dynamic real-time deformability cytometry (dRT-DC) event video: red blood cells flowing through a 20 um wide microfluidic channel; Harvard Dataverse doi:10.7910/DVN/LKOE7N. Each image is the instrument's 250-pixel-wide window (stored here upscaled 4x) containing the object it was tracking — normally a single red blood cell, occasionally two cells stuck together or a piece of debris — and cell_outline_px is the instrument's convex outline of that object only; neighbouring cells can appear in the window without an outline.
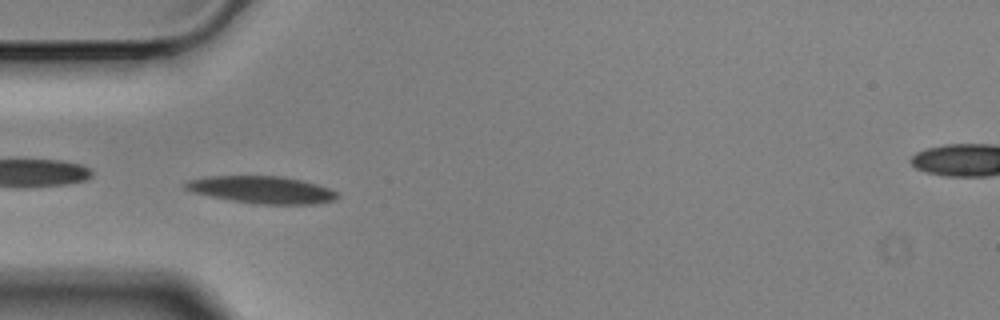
{"species": "Egyptian fruit bat (a non-hibernating species)", "species_latin": "Rousettus aegyptiacus", "temperature_condition": "cold", "stored_images_in_passage": 41, "camera_frame_rate_fps": 3000, "um_per_image_px": 0.085, "animal": {"sex": "male"}, "frame": {"image": 1, "passage_image": 1, "time_ms": 0.0, "image_size_px": [1000, 320], "cell_outline_px": [[340, 196], [336, 200], [316, 204], [260, 204], [232, 200], [192, 192], [184, 188], [184, 184], [188, 180], [204, 176], [284, 176], [304, 180], [328, 188], [336, 192]], "centroid_in_image_um": [22.28, 16.12], "position_along_channel_um": 62.7, "area_um2": 24.16}}
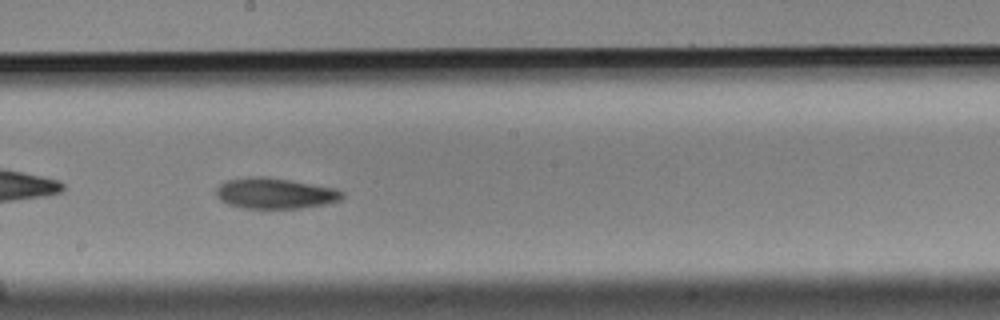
{"frame": {"image": 2, "passage_image": 15, "time_ms": 4.667, "image_size_px": [1000, 320], "cell_outline_px": [[344, 196], [340, 200], [324, 204], [300, 208], [244, 208], [228, 204], [220, 200], [216, 196], [216, 188], [220, 184], [228, 180], [248, 176], [264, 176], [336, 188], [344, 192]], "centroid_in_image_um": [23.36, 16.43], "position_along_channel_um": 224.8, "area_um2": 22.54}}
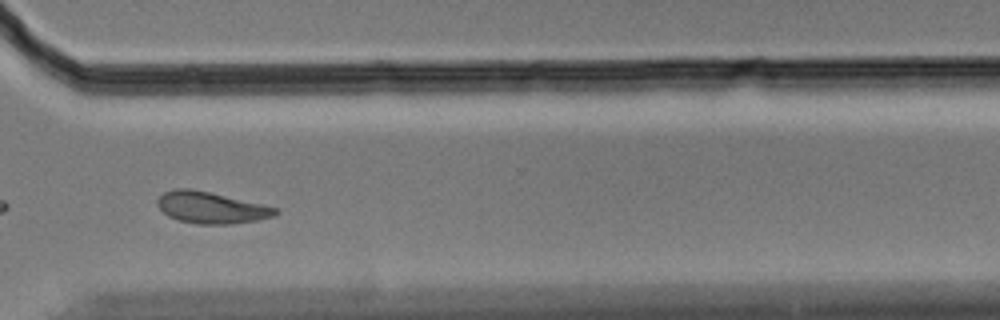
{"frame": {"image": 3, "passage_image": 26, "time_ms": 8.333, "image_size_px": [1000, 320], "cell_outline_px": [[280, 212], [276, 216], [256, 220], [232, 224], [196, 224], [180, 220], [168, 216], [156, 204], [156, 200], [164, 192], [176, 188], [188, 188], [208, 192], [260, 204], [276, 208]], "centroid_in_image_um": [17.92, 17.66], "position_along_channel_um": 352.7, "area_um2": 21.39}, "authors_computed_cell_mechanics": {"area_um2": 22.3686, "velocity_mm_per_s": 3.4894, "shape_relaxation_time_tau1_ms": 4.0241, "shape_relaxation_time_tau2_ms": null, "deformation_change_tau1": 0.1457, "deformation_change_tau2": null}}